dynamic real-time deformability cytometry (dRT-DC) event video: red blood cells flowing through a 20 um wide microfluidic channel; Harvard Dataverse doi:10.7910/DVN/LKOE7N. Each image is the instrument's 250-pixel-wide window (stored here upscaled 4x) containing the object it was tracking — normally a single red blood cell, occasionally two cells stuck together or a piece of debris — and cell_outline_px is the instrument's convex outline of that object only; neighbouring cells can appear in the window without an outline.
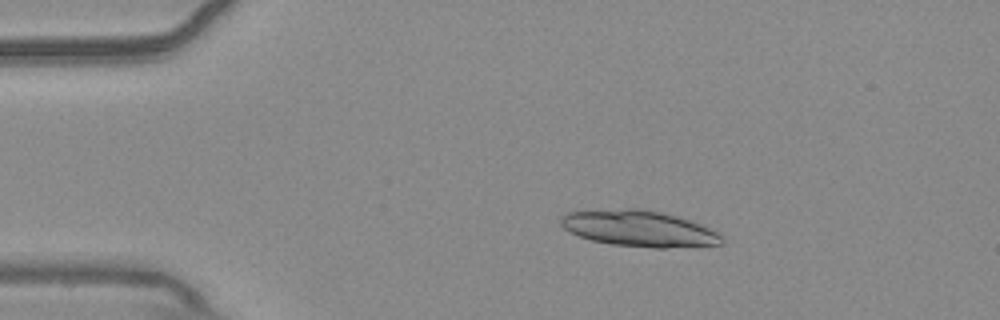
{"species": "common noctule bat (a hibernating species)", "species_latin": "Nyctalus noctula", "temperature_condition": "warm", "stored_images_in_passage": 53, "camera_frame_rate_fps": 3000, "um_per_image_px": 0.085, "animal": {"sex": "male", "body_mass_g": 20.4}, "frame": {"image": 1, "passage_image": 9, "time_ms": 2.667, "image_size_px": [1000, 320], "cell_outline_px": [[724, 244], [664, 248], [652, 248], [612, 244], [592, 240], [580, 236], [564, 228], [560, 224], [560, 216], [568, 212], [624, 208], [644, 208], [676, 216], [700, 224], [724, 236]], "centroid_in_image_um": [54.33, 19.42], "position_along_channel_um": 30.7, "area_um2": 33.76}}